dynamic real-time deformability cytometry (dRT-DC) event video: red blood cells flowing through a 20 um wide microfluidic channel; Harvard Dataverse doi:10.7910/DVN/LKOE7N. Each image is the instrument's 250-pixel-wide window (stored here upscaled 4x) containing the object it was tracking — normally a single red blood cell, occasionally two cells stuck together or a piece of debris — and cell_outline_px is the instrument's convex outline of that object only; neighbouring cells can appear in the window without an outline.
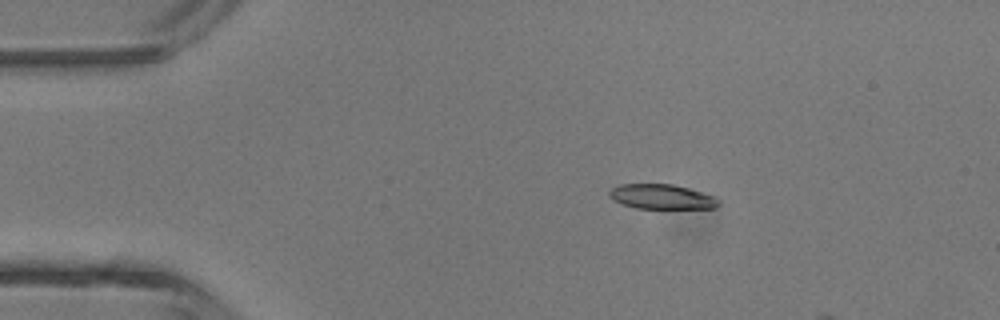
{"species": "common noctule bat (a hibernating species)", "species_latin": "Nyctalus noctula", "temperature_condition": "room temperature", "stored_images_in_passage": 4, "camera_frame_rate_fps": 3000, "um_per_image_px": 0.085, "animal": {"sex": "male", "body_mass_g": 13.3}, "frame": {"image": 1, "passage_image": 3, "time_ms": 0.667, "image_size_px": [1000, 320], "cell_outline_px": [[720, 204], [716, 208], [636, 208], [612, 200], [608, 196], [608, 192], [612, 188], [620, 184], [672, 184], [688, 188], [712, 196], [720, 200]], "centroid_in_image_um": [56.22, 16.72], "position_along_channel_um": 28.8, "area_um2": 15.66}}